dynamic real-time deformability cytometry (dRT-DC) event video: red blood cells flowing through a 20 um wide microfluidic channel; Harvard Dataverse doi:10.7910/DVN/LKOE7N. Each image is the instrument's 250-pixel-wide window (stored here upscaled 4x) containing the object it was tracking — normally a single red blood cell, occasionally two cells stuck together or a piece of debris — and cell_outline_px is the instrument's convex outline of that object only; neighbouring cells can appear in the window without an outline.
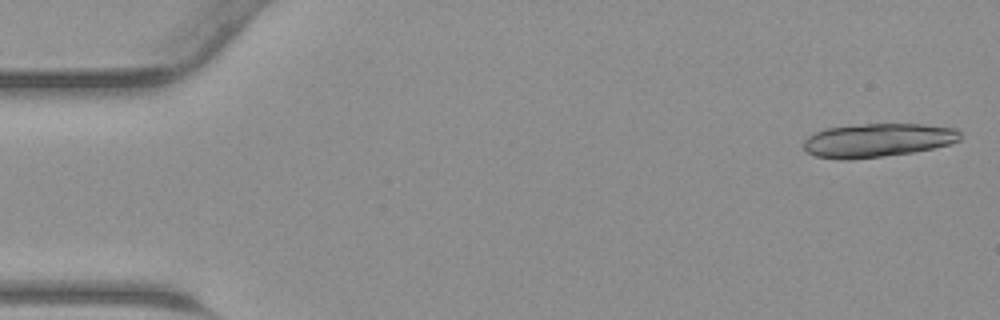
{"species": "common noctule bat (a hibernating species)", "species_latin": "Nyctalus noctula", "temperature_condition": "warm", "stored_images_in_passage": 15, "camera_frame_rate_fps": 3000, "um_per_image_px": 0.085, "animal": {"sex": "male", "body_mass_g": 23.1, "forearm_length_mm": 52.7}, "frame": {"image": 1, "passage_image": 1, "time_ms": 0.0, "image_size_px": [1000, 320], "cell_outline_px": [[960, 140], [948, 144], [932, 148], [912, 152], [848, 160], [840, 160], [816, 156], [808, 152], [804, 148], [804, 140], [808, 136], [816, 132], [828, 128], [864, 124], [924, 124], [956, 128], [960, 132]], "centroid_in_image_um": [74.6, 11.92], "position_along_channel_um": 10.4, "area_um2": 30.46}}